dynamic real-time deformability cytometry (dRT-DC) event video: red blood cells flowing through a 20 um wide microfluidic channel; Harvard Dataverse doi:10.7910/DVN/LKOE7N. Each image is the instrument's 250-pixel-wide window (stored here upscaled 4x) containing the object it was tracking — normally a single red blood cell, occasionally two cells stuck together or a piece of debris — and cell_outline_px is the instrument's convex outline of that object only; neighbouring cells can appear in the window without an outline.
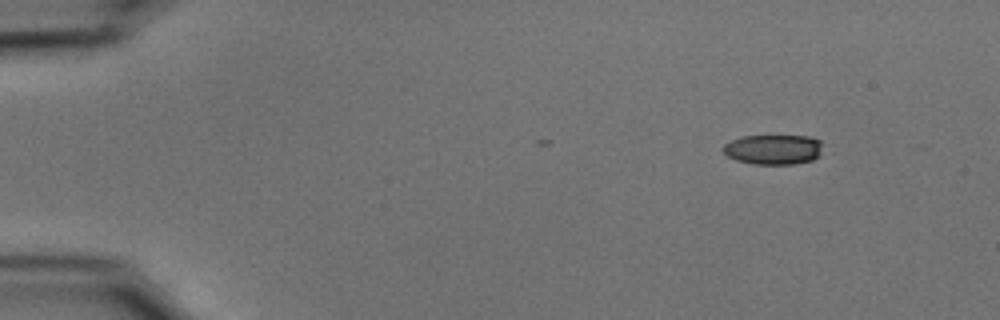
{"species": "common noctule bat (a hibernating species)", "species_latin": "Nyctalus noctula", "temperature_condition": "cold", "stored_images_in_passage": 4, "camera_frame_rate_fps": 3000, "um_per_image_px": 0.085, "animal": {"sex": "male", "body_mass_g": 15.6}, "frame": {"image": 1, "passage_image": 1, "time_ms": 0.0, "image_size_px": [1000, 320], "cell_outline_px": [[820, 156], [812, 160], [792, 164], [752, 164], [736, 160], [728, 156], [720, 148], [724, 144], [732, 140], [744, 136], [812, 136], [820, 140]], "centroid_in_image_um": [65.72, 12.7], "position_along_channel_um": 19.3, "area_um2": 17.4}}